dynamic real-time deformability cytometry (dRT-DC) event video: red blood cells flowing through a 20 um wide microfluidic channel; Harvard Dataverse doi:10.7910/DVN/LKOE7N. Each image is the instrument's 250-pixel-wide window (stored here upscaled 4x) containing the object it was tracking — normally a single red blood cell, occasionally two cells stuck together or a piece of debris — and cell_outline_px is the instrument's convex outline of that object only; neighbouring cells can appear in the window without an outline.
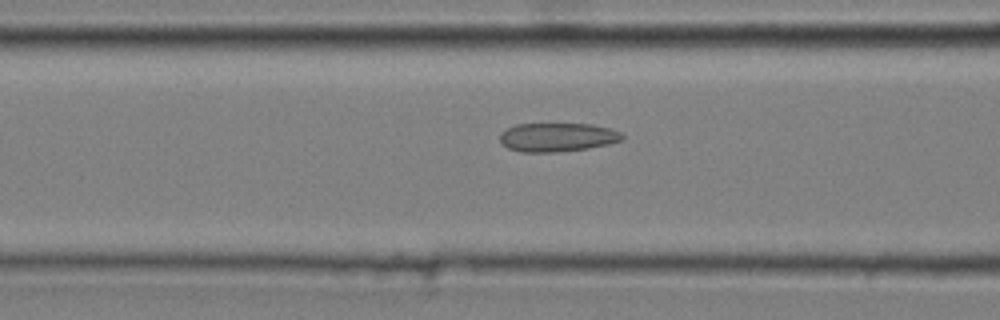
{"species": "common noctule bat (a hibernating species)", "species_latin": "Nyctalus noctula", "temperature_condition": "cold", "stored_images_in_passage": 48, "camera_frame_rate_fps": 3000, "um_per_image_px": 0.085, "animal": {"sex": "male", "body_mass_g": 20.4}, "frame": {"image": 1, "passage_image": 21, "time_ms": 6.667, "image_size_px": [1000, 320], "cell_outline_px": [[624, 140], [608, 144], [588, 148], [556, 152], [520, 152], [508, 148], [500, 140], [500, 132], [516, 124], [592, 124], [608, 128], [620, 132], [624, 136]], "centroid_in_image_um": [47.38, 11.66], "position_along_channel_um": 119.2, "area_um2": 20.46}}
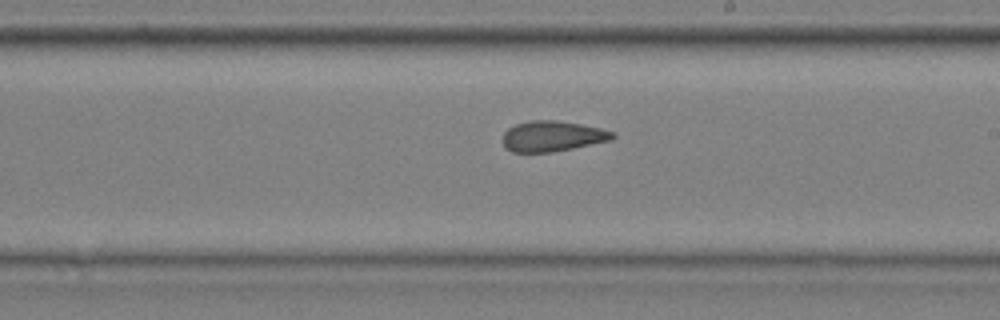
{"frame": {"image": 2, "passage_image": 31, "time_ms": 10.0, "image_size_px": [1000, 320], "cell_outline_px": [[616, 136], [612, 140], [552, 152], [512, 152], [504, 148], [504, 132], [508, 128], [516, 124], [528, 120], [556, 120], [580, 124], [600, 128], [616, 132]], "centroid_in_image_um": [46.96, 11.57], "position_along_channel_um": 242.0, "area_um2": 19.59}}
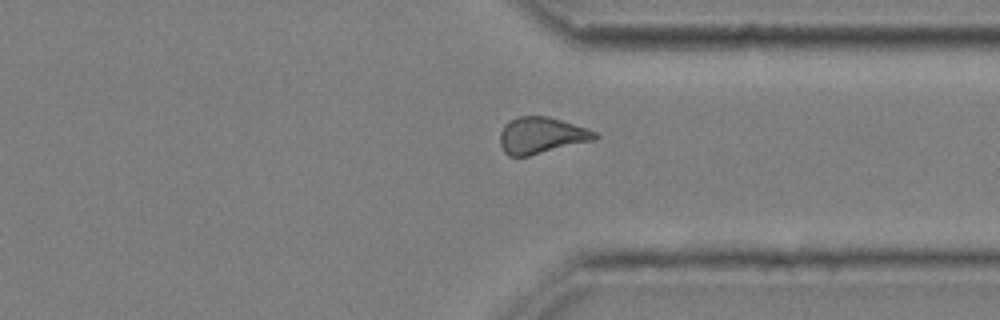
{"frame": {"image": 3, "passage_image": 41, "time_ms": 13.333, "image_size_px": [1000, 320], "cell_outline_px": [[600, 136], [596, 140], [528, 156], [508, 156], [504, 152], [500, 144], [500, 132], [504, 124], [508, 120], [516, 116], [548, 116], [588, 128], [596, 132]], "centroid_in_image_um": [46.02, 11.5], "position_along_channel_um": 365.4, "area_um2": 20.46}, "authors_computed_cell_mechanics": {"area_um2": 20.3745, "velocity_mm_per_s": 3.6908, "shape_relaxation_time_tau1_ms": null, "shape_relaxation_time_tau2_ms": 3.0994, "deformation_change_tau1": null, "deformation_change_tau2": 0.0894}}